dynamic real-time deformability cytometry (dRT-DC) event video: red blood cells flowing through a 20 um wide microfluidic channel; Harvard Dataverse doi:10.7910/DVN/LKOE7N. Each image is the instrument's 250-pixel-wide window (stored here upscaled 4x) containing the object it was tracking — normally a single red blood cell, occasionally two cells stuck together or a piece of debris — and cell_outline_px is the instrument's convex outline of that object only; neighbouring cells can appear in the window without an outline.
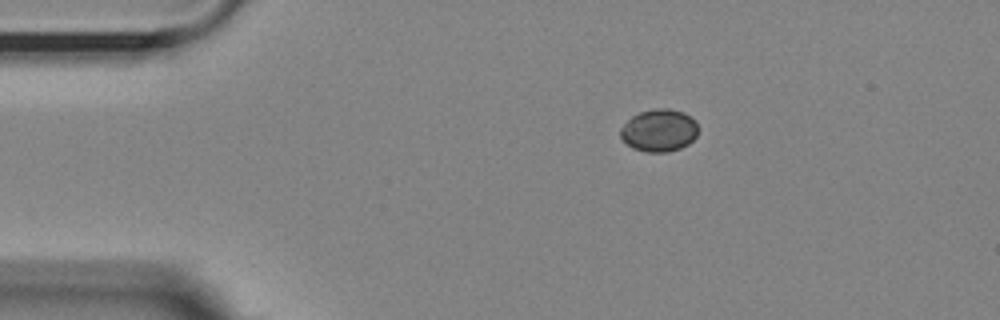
{"species": "Egyptian fruit bat (a non-hibernating species)", "species_latin": "Rousettus aegyptiacus", "temperature_condition": "room temperature", "stored_images_in_passage": 46, "camera_frame_rate_fps": 3000, "um_per_image_px": 0.085, "animal": {"sex": "female"}, "frame": {"image": 1, "passage_image": 1, "time_ms": 0.0, "image_size_px": [1000, 320], "cell_outline_px": [[696, 136], [688, 144], [680, 148], [668, 152], [644, 152], [632, 148], [620, 136], [620, 128], [632, 116], [640, 112], [652, 108], [668, 108], [684, 112], [696, 120]], "centroid_in_image_um": [56.01, 11.08], "position_along_channel_um": 29.0, "area_um2": 19.25}}
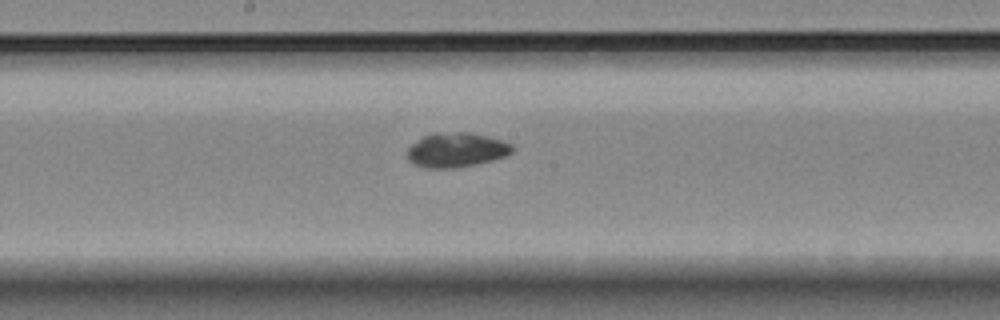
{"frame": {"image": 2, "passage_image": 20, "time_ms": 6.333, "image_size_px": [1000, 320], "cell_outline_px": [[512, 152], [508, 156], [476, 164], [452, 168], [424, 168], [412, 164], [408, 160], [408, 148], [412, 144], [424, 136], [432, 132], [468, 132], [488, 136], [512, 144]], "centroid_in_image_um": [38.77, 12.74], "position_along_channel_um": 209.4, "area_um2": 21.21}}
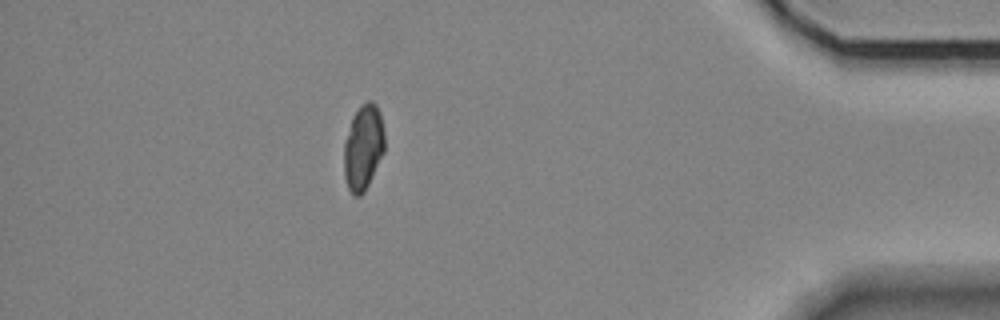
{"frame": {"image": 3, "passage_image": 40, "time_ms": 13.0, "image_size_px": [1000, 320], "cell_outline_px": [[384, 152], [364, 192], [360, 196], [352, 196], [348, 188], [344, 176], [344, 144], [352, 116], [360, 104], [368, 100], [372, 100], [376, 104], [380, 112], [384, 132]], "centroid_in_image_um": [30.87, 12.5], "position_along_channel_um": 404.3, "area_um2": 20.35}, "authors_computed_cell_mechanics": {"area_um2": 20.2878, "velocity_mm_per_s": 3.6047, "shape_relaxation_time_tau1_ms": 4.7426, "shape_relaxation_time_tau2_ms": 2.7827, "deformation_change_tau1": 0.0959, "deformation_change_tau2": 0.055}}